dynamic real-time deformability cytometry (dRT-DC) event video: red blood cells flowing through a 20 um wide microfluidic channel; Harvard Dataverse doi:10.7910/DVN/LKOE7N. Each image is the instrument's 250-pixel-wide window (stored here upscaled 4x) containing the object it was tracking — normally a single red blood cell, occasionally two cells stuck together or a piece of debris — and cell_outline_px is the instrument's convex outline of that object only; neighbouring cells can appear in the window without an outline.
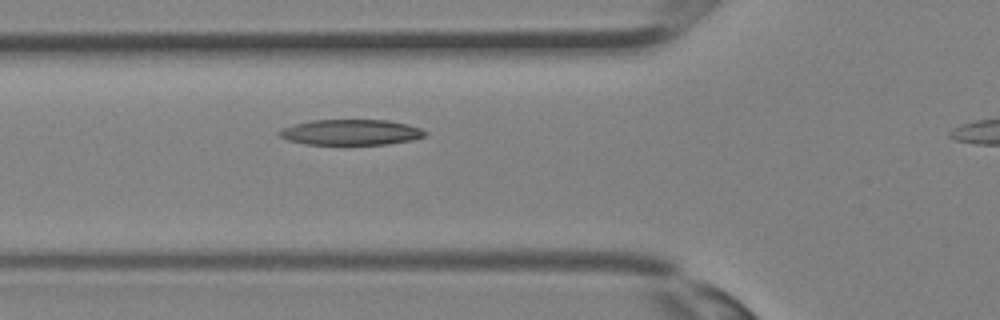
{"species": "Egyptian fruit bat (a non-hibernating species)", "species_latin": "Rousettus aegyptiacus", "temperature_condition": "room temperature", "stored_images_in_passage": 25, "camera_frame_rate_fps": 3000, "um_per_image_px": 0.085, "animal": {"sex": "female"}, "frame": {"image": 1, "passage_image": 7, "time_ms": 2.0, "image_size_px": [1000, 320], "cell_outline_px": [[428, 132], [424, 136], [412, 140], [388, 144], [304, 144], [288, 140], [280, 136], [276, 132], [284, 128], [296, 124], [312, 120], [388, 120], [408, 124], [420, 128]], "centroid_in_image_um": [29.85, 11.24], "position_along_channel_um": 96.0, "area_um2": 21.62}}
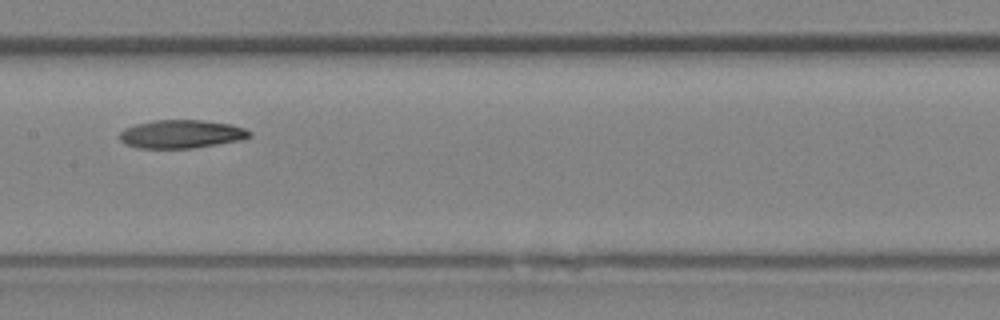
{"frame": {"image": 2, "passage_image": 12, "time_ms": 3.667, "image_size_px": [1000, 320], "cell_outline_px": [[252, 136], [244, 140], [192, 148], [136, 148], [124, 144], [120, 140], [120, 132], [124, 128], [136, 124], [152, 120], [200, 120], [232, 124], [244, 128], [252, 132]], "centroid_in_image_um": [15.43, 11.4], "position_along_channel_um": 192.0, "area_um2": 21.68}}
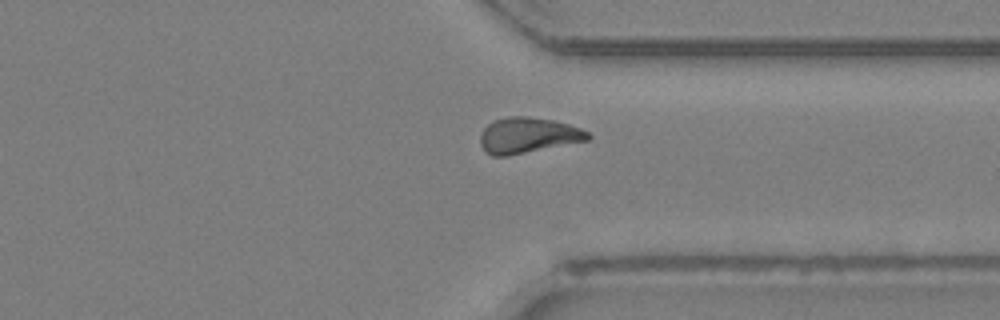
{"frame": {"image": 3, "passage_image": 21, "time_ms": 6.667, "image_size_px": [1000, 320], "cell_outline_px": [[592, 136], [588, 140], [508, 156], [492, 156], [484, 152], [480, 144], [480, 132], [492, 120], [508, 116], [524, 116], [556, 120], [580, 128], [588, 132]], "centroid_in_image_um": [44.84, 11.5], "position_along_channel_um": 366.6, "area_um2": 22.6}}